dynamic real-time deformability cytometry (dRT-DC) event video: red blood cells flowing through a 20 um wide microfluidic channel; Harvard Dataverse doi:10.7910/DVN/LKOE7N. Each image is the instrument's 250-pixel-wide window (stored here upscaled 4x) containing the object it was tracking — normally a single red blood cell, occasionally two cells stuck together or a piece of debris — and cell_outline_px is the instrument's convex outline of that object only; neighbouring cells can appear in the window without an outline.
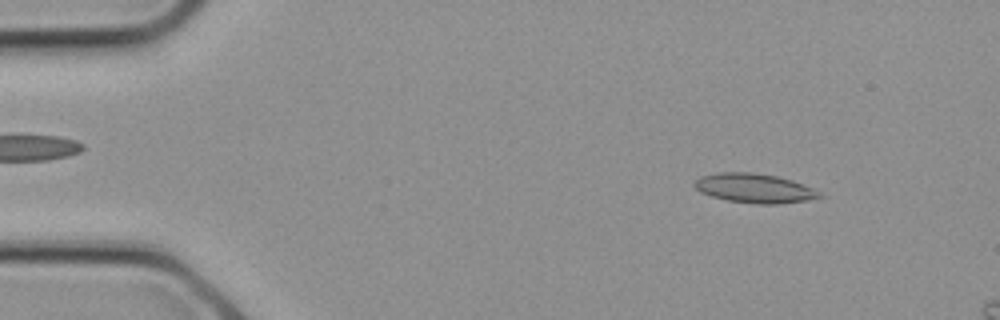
{"species": "common noctule bat (a hibernating species)", "species_latin": "Nyctalus noctula", "temperature_condition": "cold", "stored_images_in_passage": 7, "camera_frame_rate_fps": 3000, "um_per_image_px": 0.085, "animal": {"sex": "female", "body_mass_g": 21.9}, "frame": {"image": 1, "passage_image": 3, "time_ms": 0.667, "image_size_px": [1000, 320], "cell_outline_px": [[824, 196], [808, 200], [780, 204], [752, 204], [728, 200], [712, 196], [700, 192], [692, 184], [700, 176], [716, 172], [752, 172], [776, 176], [792, 180], [812, 188], [820, 192]], "centroid_in_image_um": [64.11, 16.0], "position_along_channel_um": 20.9, "area_um2": 21.44}}